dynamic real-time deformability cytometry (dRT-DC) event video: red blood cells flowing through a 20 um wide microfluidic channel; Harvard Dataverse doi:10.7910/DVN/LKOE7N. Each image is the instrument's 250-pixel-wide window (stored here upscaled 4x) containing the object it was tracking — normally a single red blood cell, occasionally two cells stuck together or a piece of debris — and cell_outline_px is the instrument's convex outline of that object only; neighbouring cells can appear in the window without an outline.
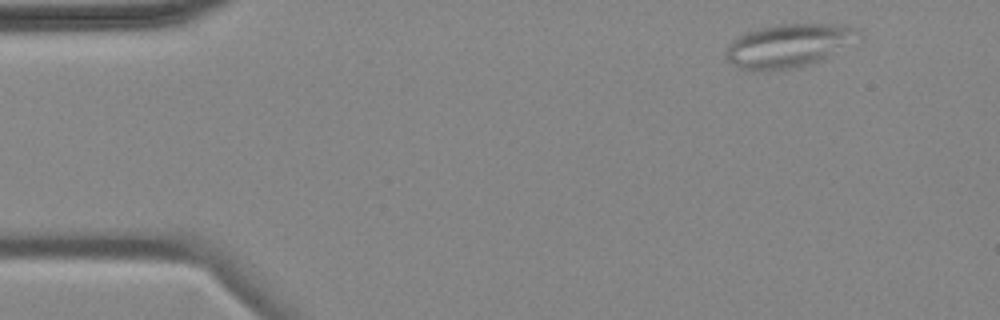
{"species": "common noctule bat (a hibernating species)", "species_latin": "Nyctalus noctula", "temperature_condition": "cold", "stored_images_in_passage": 4, "camera_frame_rate_fps": 3000, "um_per_image_px": 0.085, "animal": {"sex": "female", "body_mass_g": 18.4}, "frame": {"image": 1, "passage_image": 1, "time_ms": 0.0, "image_size_px": [1000, 320], "cell_outline_px": [[860, 32], [824, 60], [788, 68], [752, 72], [740, 68], [732, 64], [728, 60], [728, 44], [736, 36], [744, 32], [756, 28], [776, 24], [840, 24], [860, 28]], "centroid_in_image_um": [66.93, 3.86], "position_along_channel_um": 18.1, "area_um2": 33.0}}
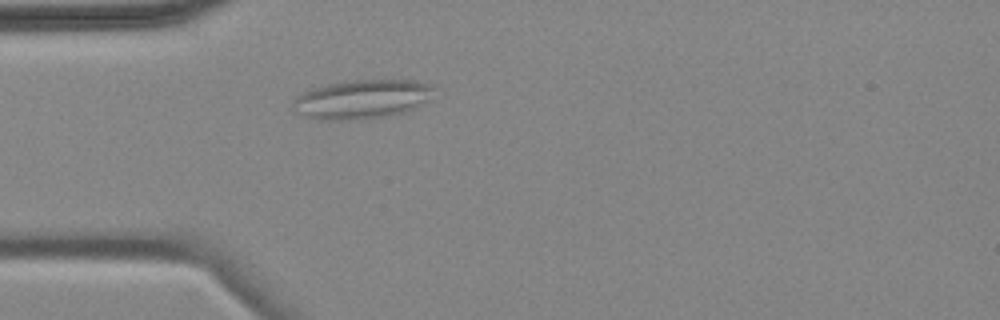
{"frame": {"image": 2, "passage_image": 4, "time_ms": 3.333, "image_size_px": [1000, 320], "cell_outline_px": [[436, 88], [428, 100], [404, 112], [384, 116], [348, 120], [332, 120], [308, 116], [292, 112], [296, 96], [312, 88], [344, 80], [416, 80], [432, 84]], "centroid_in_image_um": [30.79, 8.4], "position_along_channel_um": 54.2, "area_um2": 31.85}}